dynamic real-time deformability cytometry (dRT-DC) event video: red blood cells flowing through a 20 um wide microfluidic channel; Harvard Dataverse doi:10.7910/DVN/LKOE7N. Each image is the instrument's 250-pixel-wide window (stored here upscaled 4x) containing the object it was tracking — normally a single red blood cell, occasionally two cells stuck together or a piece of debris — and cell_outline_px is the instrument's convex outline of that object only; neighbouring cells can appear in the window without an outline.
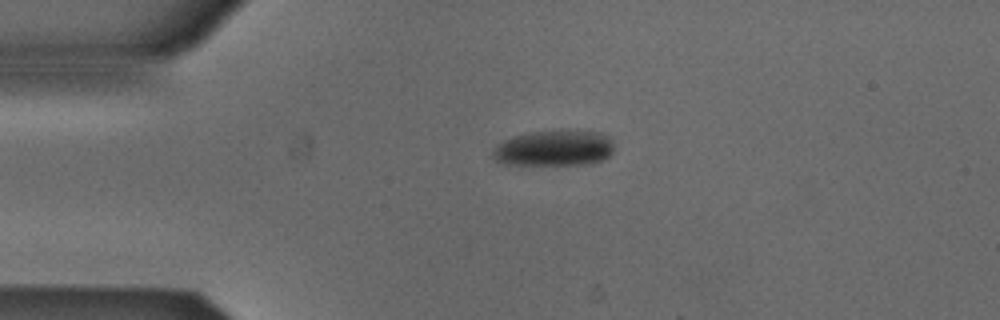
{"species": "Egyptian fruit bat (a non-hibernating species)", "species_latin": "Rousettus aegyptiacus", "temperature_condition": "cold", "stored_images_in_passage": 5, "camera_frame_rate_fps": 3000, "um_per_image_px": 0.085, "animal": {"sex": "male"}, "frame": {"image": 1, "passage_image": 5, "time_ms": 1.333, "image_size_px": [1000, 320], "cell_outline_px": [[612, 152], [604, 160], [592, 164], [500, 164], [492, 156], [492, 152], [496, 144], [504, 140], [516, 136], [532, 132], [600, 132], [608, 136], [612, 140]], "centroid_in_image_um": [47.09, 12.62], "position_along_channel_um": 37.9, "area_um2": 24.8}}